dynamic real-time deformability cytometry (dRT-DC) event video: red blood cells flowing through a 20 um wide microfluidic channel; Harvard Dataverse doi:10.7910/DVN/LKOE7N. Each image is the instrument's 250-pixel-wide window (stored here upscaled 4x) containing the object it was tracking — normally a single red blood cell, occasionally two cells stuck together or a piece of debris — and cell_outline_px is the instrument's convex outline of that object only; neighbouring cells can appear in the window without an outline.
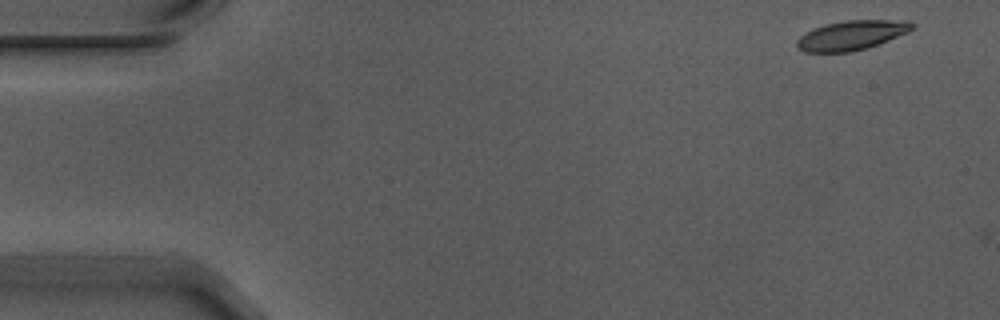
{"species": "Egyptian fruit bat (a non-hibernating species)", "species_latin": "Rousettus aegyptiacus", "temperature_condition": "warm", "stored_images_in_passage": 6, "camera_frame_rate_fps": 3000, "um_per_image_px": 0.085, "animal": {"sex": "male"}, "frame": {"image": 1, "passage_image": 1, "time_ms": 0.0, "image_size_px": [1000, 320], "cell_outline_px": [[916, 24], [908, 32], [868, 48], [852, 52], [804, 52], [796, 48], [796, 40], [804, 32], [824, 24], [844, 20], [912, 20]], "centroid_in_image_um": [72.37, 2.99], "position_along_channel_um": 12.6, "area_um2": 20.11}}
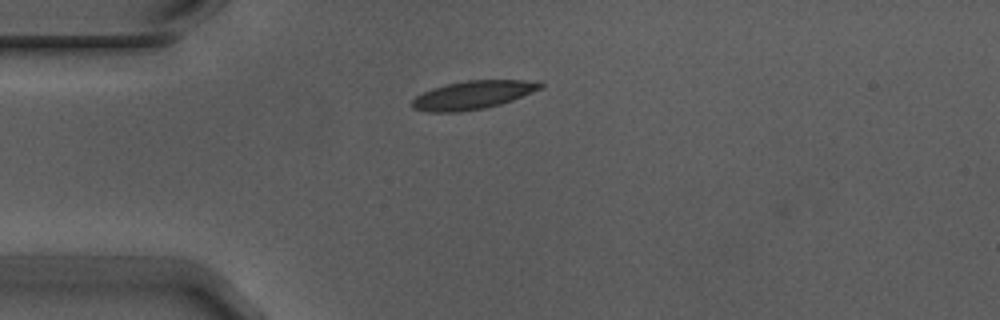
{"frame": {"image": 2, "passage_image": 4, "time_ms": 1.0, "image_size_px": [1000, 320], "cell_outline_px": [[544, 88], [512, 100], [500, 104], [484, 108], [460, 112], [428, 112], [412, 108], [412, 100], [416, 96], [432, 88], [448, 84], [468, 80], [524, 80], [544, 84]], "centroid_in_image_um": [40.19, 8.08], "position_along_channel_um": 44.8, "area_um2": 21.04}}
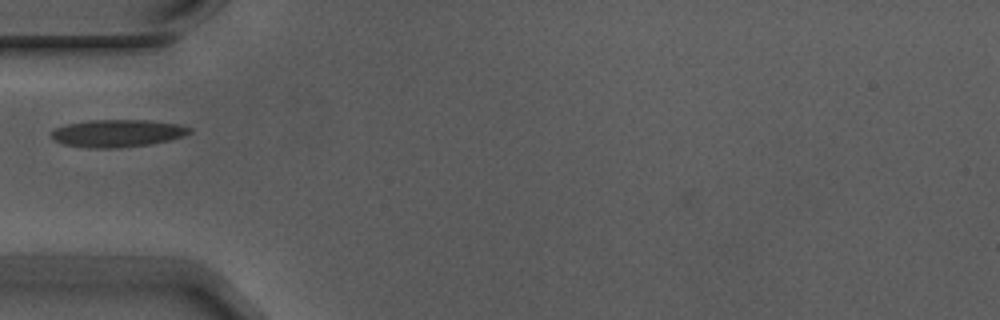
{"frame": {"image": 3, "passage_image": 5, "time_ms": 1.333, "image_size_px": [1000, 320], "cell_outline_px": [[192, 132], [184, 136], [168, 140], [148, 144], [116, 148], [92, 148], [64, 144], [52, 140], [52, 128], [68, 124], [88, 120], [148, 120], [180, 124], [192, 128]], "centroid_in_image_um": [9.98, 11.32], "position_along_channel_um": 75.0, "area_um2": 22.14}}